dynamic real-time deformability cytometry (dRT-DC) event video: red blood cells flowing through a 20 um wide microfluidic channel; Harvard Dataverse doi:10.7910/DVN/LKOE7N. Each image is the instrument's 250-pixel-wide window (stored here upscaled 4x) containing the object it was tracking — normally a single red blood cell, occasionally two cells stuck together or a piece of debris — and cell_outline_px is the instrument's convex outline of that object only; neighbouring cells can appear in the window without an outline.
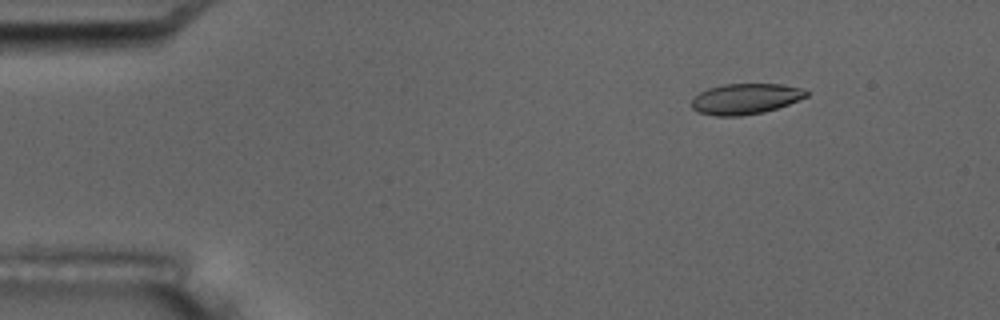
{"species": "common noctule bat (a hibernating species)", "species_latin": "Nyctalus noctula", "temperature_condition": "room temperature", "stored_images_in_passage": 4, "camera_frame_rate_fps": 3000, "um_per_image_px": 0.085, "animal": {"sex": "male", "body_mass_g": 17.5, "forearm_length_mm": 52.3}, "frame": {"image": 1, "passage_image": 2, "time_ms": 1.333, "image_size_px": [1000, 320], "cell_outline_px": [[808, 96], [788, 104], [764, 112], [740, 116], [716, 116], [700, 112], [692, 108], [692, 100], [700, 92], [708, 88], [724, 84], [780, 84], [800, 88], [808, 92]], "centroid_in_image_um": [63.36, 8.4], "position_along_channel_um": 21.6, "area_um2": 20.29}}